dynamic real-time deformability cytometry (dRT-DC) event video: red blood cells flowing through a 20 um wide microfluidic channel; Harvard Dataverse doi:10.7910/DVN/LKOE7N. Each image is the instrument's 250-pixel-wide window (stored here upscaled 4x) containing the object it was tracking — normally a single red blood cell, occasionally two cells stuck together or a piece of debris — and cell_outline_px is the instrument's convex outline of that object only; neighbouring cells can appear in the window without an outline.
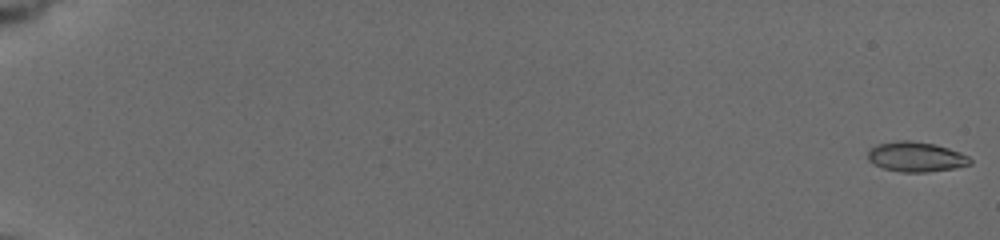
{"species": "common noctule bat (a hibernating species)", "species_latin": "Nyctalus noctula", "temperature_condition": "cold", "stored_images_in_passage": 62, "camera_frame_rate_fps": 3000, "um_per_image_px": 0.085, "animal": {"sex": "female", "body_mass_g": 19.5, "forearm_length_mm": 54.1}, "frame": {"image": 1, "passage_image": 1, "time_ms": 0.0, "image_size_px": [1000, 240], "cell_outline_px": [[972, 164], [956, 168], [928, 172], [900, 172], [884, 168], [868, 160], [868, 152], [876, 144], [900, 140], [908, 140], [932, 144], [948, 148], [960, 152], [968, 156], [972, 160]], "centroid_in_image_um": [77.89, 13.34], "position_along_channel_um": 7.1, "area_um2": 17.74}}
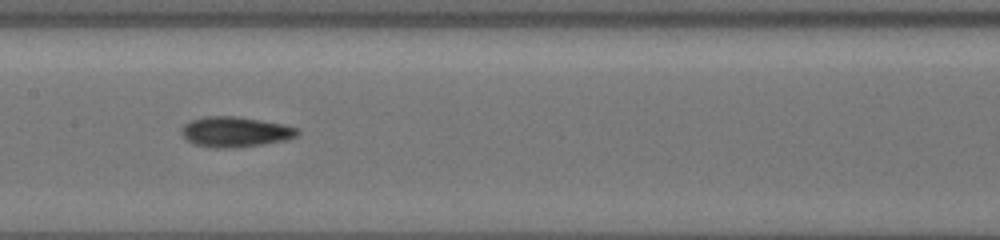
{"frame": {"image": 2, "passage_image": 36, "time_ms": 10.333, "image_size_px": [1000, 240], "cell_outline_px": [[300, 132], [296, 136], [284, 140], [264, 144], [236, 148], [212, 148], [196, 144], [188, 140], [180, 132], [180, 128], [184, 124], [192, 120], [208, 116], [236, 116], [284, 124], [296, 128]], "centroid_in_image_um": [19.98, 11.21], "position_along_channel_um": 187.4, "area_um2": 20.4}}
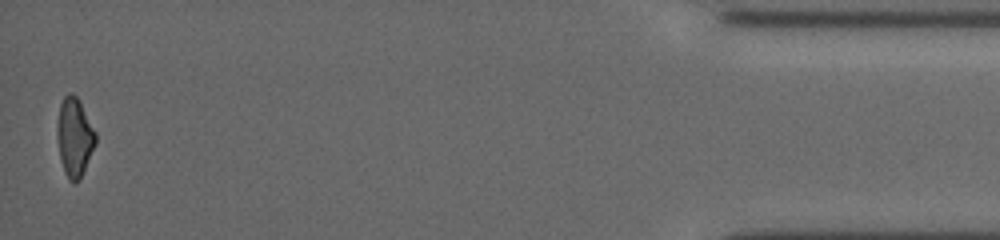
{"frame": {"image": 3, "passage_image": 62, "time_ms": 18.667, "image_size_px": [1000, 240], "cell_outline_px": [[96, 144], [80, 180], [76, 184], [72, 184], [68, 180], [64, 172], [60, 160], [56, 136], [56, 128], [60, 104], [64, 96], [68, 92], [72, 92], [80, 100], [96, 132]], "centroid_in_image_um": [6.32, 11.68], "position_along_channel_um": 428.9, "area_um2": 18.15}, "authors_computed_cell_mechanics": {"area_um2": 18.1492, "velocity_mm_per_s": 3.7837, "shape_relaxation_time_tau1_ms": 3.4821, "shape_relaxation_time_tau2_ms": 3.4755, "deformation_change_tau1": 0.1344, "deformation_change_tau2": 0.0992}}